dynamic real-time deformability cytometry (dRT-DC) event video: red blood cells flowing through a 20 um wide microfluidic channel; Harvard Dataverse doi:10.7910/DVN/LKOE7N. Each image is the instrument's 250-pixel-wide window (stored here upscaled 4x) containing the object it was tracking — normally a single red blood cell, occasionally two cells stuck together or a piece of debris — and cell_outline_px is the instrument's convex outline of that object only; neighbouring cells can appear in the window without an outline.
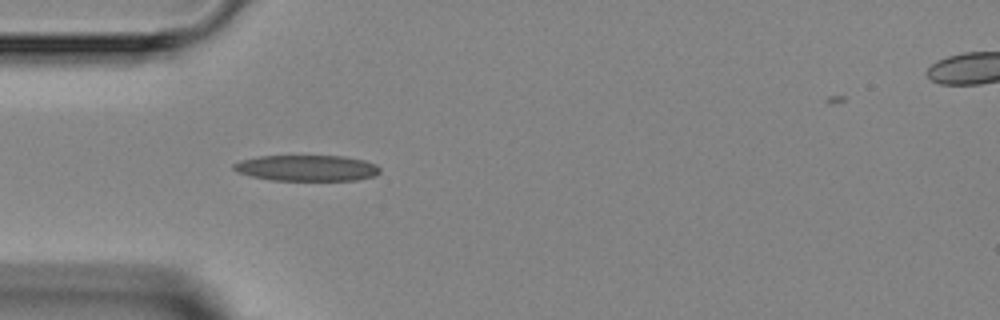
{"species": "Egyptian fruit bat (a non-hibernating species)", "species_latin": "Rousettus aegyptiacus", "temperature_condition": "room temperature", "stored_images_in_passage": 2, "camera_frame_rate_fps": 3000, "um_per_image_px": 0.085, "animal": {"sex": "female"}, "frame": {"image": 1, "passage_image": 1, "time_ms": 0.0, "image_size_px": [1000, 320], "cell_outline_px": [[380, 172], [376, 176], [356, 180], [272, 180], [252, 176], [236, 172], [232, 168], [232, 164], [240, 160], [260, 156], [344, 156], [364, 160], [376, 164], [380, 168]], "centroid_in_image_um": [26.08, 14.28], "position_along_channel_um": 58.9, "area_um2": 22.2}}